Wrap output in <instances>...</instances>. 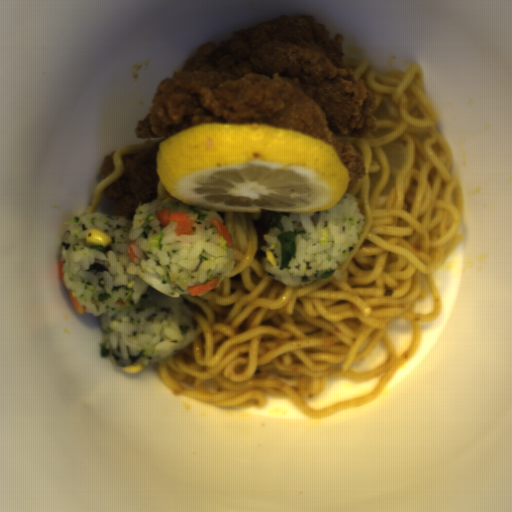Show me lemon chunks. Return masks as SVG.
Segmentation results:
<instances>
[{
	"label": "lemon chunks",
	"mask_w": 512,
	"mask_h": 512,
	"mask_svg": "<svg viewBox=\"0 0 512 512\" xmlns=\"http://www.w3.org/2000/svg\"><path fill=\"white\" fill-rule=\"evenodd\" d=\"M155 165L172 197L215 212L326 211L351 180L334 146L263 123L192 126L161 141Z\"/></svg>",
	"instance_id": "lemon-chunks-1"
}]
</instances>
